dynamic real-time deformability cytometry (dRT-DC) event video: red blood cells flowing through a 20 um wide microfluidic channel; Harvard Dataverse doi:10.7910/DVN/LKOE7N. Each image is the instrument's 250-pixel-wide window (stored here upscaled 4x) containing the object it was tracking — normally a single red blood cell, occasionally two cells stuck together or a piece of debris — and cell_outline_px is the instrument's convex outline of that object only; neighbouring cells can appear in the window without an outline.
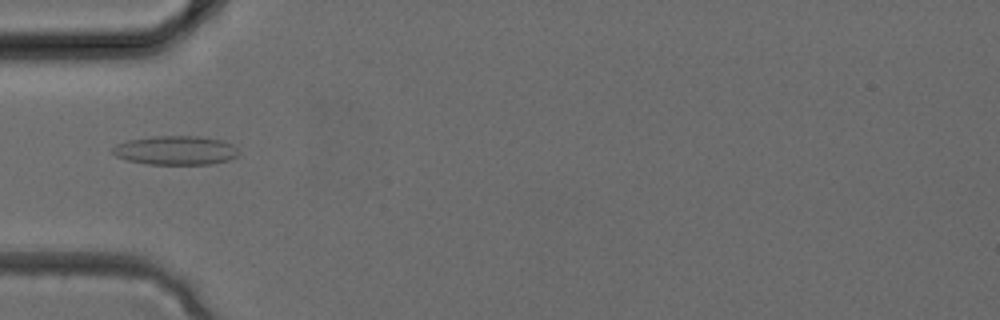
{"species": "common noctule bat (a hibernating species)", "species_latin": "Nyctalus noctula", "temperature_condition": "cold", "stored_images_in_passage": 21, "camera_frame_rate_fps": 3000, "um_per_image_px": 0.085, "animal": {"sex": "female", "body_mass_g": 24.6, "forearm_length_mm": 56.2}, "frame": {"image": 1, "passage_image": 1, "time_ms": 0.0, "image_size_px": [1000, 320], "cell_outline_px": [[240, 152], [236, 156], [228, 160], [212, 164], [148, 164], [128, 160], [116, 156], [112, 152], [112, 148], [116, 144], [128, 140], [152, 136], [200, 136], [224, 140], [232, 144]], "centroid_in_image_um": [14.95, 12.77], "position_along_channel_um": 70.1, "area_um2": 21.39}}
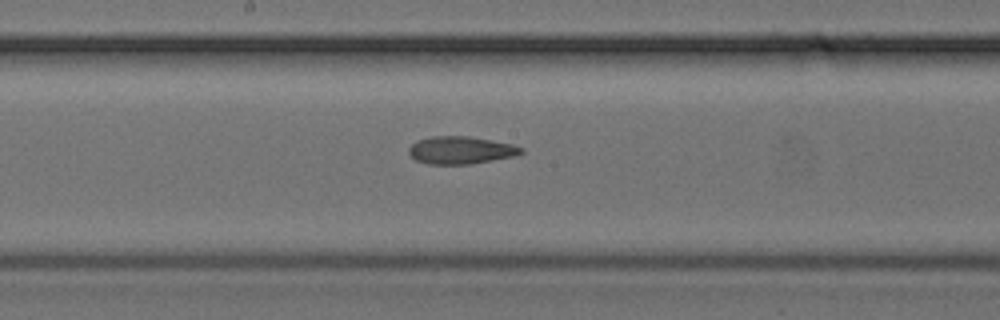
{"frame": {"image": 2, "passage_image": 8, "time_ms": 2.333, "image_size_px": [1000, 320], "cell_outline_px": [[524, 152], [516, 156], [472, 164], [428, 164], [416, 160], [408, 152], [408, 148], [416, 140], [432, 136], [468, 136], [512, 144], [524, 148]], "centroid_in_image_um": [39.18, 12.77], "position_along_channel_um": 209.0, "area_um2": 18.15}}
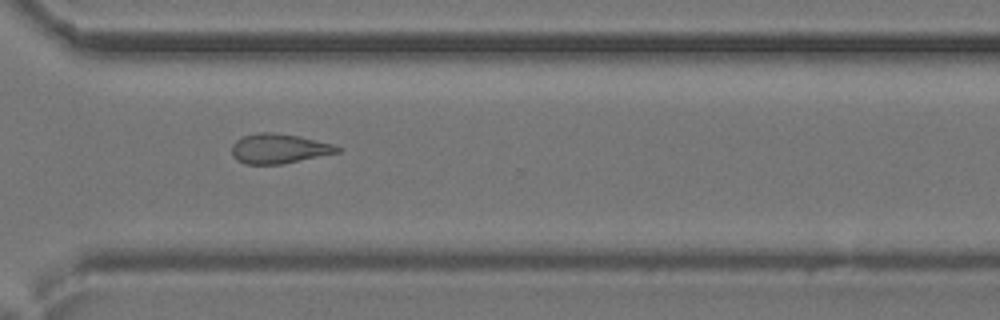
{"frame": {"image": 3, "passage_image": 15, "time_ms": 4.667, "image_size_px": [1000, 320], "cell_outline_px": [[340, 152], [284, 164], [244, 164], [236, 160], [232, 156], [232, 144], [236, 140], [244, 136], [256, 132], [272, 132], [300, 136], [332, 144], [340, 148]], "centroid_in_image_um": [23.68, 12.63], "position_along_channel_um": 346.9, "area_um2": 18.38}}